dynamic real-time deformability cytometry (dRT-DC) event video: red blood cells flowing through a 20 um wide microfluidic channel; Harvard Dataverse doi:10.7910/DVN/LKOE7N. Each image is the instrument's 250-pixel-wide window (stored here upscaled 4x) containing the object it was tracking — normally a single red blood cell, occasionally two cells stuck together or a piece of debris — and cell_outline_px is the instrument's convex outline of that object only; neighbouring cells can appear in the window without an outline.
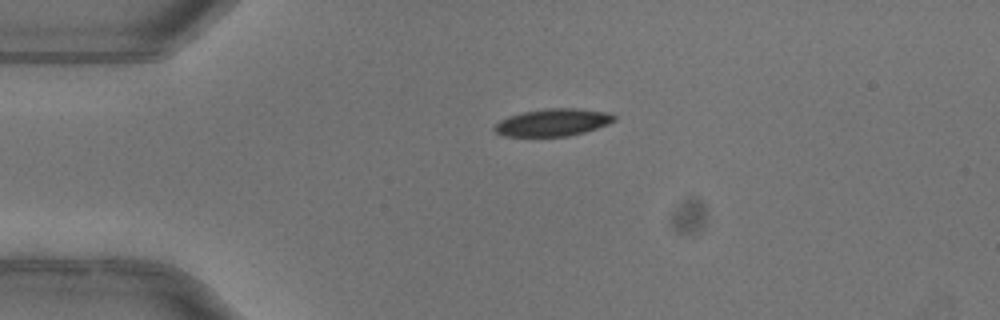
{"species": "common noctule bat (a hibernating species)", "species_latin": "Nyctalus noctula", "temperature_condition": "warm", "stored_images_in_passage": 3, "camera_frame_rate_fps": 3000, "um_per_image_px": 0.085, "animal": {"sex": "female"}, "frame": {"image": 1, "passage_image": 1, "time_ms": 0.0, "image_size_px": [1000, 320], "cell_outline_px": [[616, 120], [608, 124], [584, 132], [568, 136], [504, 136], [496, 132], [492, 128], [500, 120], [508, 116], [524, 112], [548, 108], [572, 108], [608, 112], [616, 116]], "centroid_in_image_um": [46.99, 10.4], "position_along_channel_um": 38.0, "area_um2": 18.96}}